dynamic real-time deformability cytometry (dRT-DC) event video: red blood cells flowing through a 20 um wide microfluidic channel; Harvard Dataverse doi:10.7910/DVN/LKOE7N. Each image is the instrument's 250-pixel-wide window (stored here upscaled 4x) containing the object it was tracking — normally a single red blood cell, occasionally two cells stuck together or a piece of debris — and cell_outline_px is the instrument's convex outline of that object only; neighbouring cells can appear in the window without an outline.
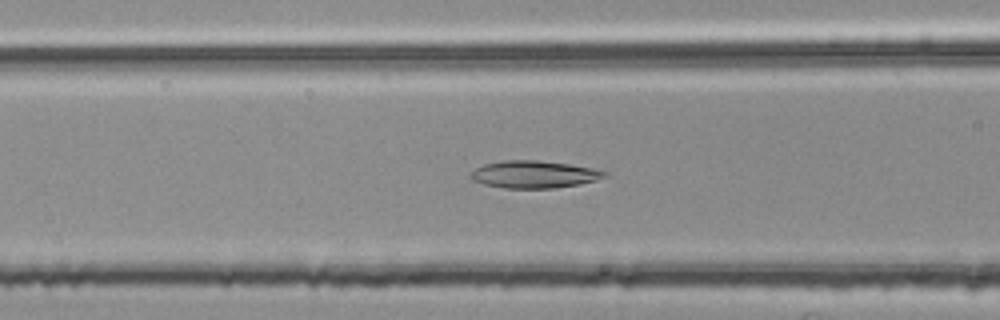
{"species": "common noctule bat (a hibernating species)", "species_latin": "Nyctalus noctula", "temperature_condition": "room temperature", "stored_images_in_passage": 37, "camera_frame_rate_fps": 3000, "um_per_image_px": 0.085, "animal": {"sex": "female", "body_mass_g": 25.1}, "frame": {"image": 1, "passage_image": 14, "time_ms": 4.333, "image_size_px": [1000, 320], "cell_outline_px": [[608, 176], [596, 180], [580, 184], [552, 188], [504, 188], [484, 184], [472, 180], [468, 176], [476, 168], [484, 164], [504, 160], [536, 160], [568, 164], [592, 168], [608, 172]], "centroid_in_image_um": [45.39, 14.82], "position_along_channel_um": 121.2, "area_um2": 21.27}}
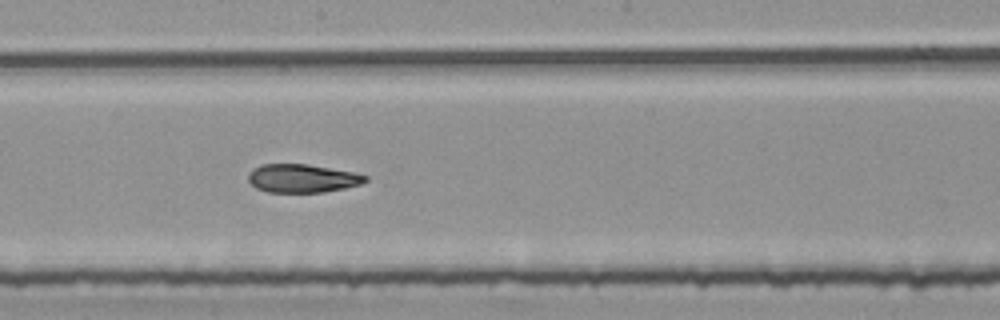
{"frame": {"image": 2, "passage_image": 22, "time_ms": 7.0, "image_size_px": [1000, 320], "cell_outline_px": [[368, 180], [360, 184], [344, 188], [324, 192], [268, 192], [256, 188], [248, 180], [248, 172], [252, 168], [260, 164], [308, 164], [352, 172], [368, 176]], "centroid_in_image_um": [25.66, 15.15], "position_along_channel_um": 222.5, "area_um2": 19.36}}
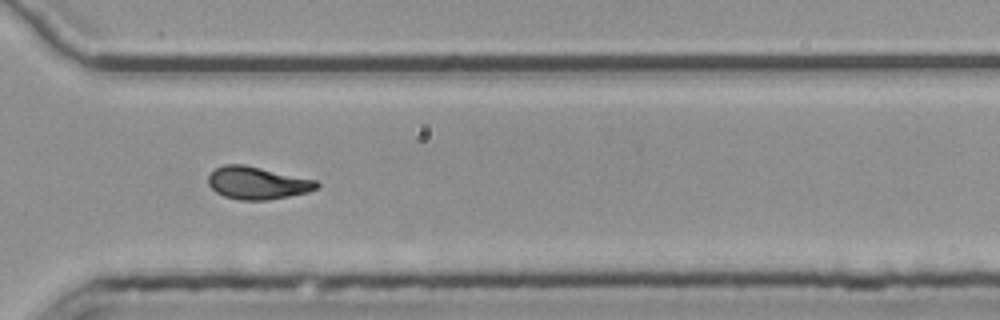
{"frame": {"image": 3, "passage_image": 32, "time_ms": 10.333, "image_size_px": [1000, 320], "cell_outline_px": [[320, 188], [308, 192], [268, 200], [240, 200], [224, 196], [216, 192], [208, 184], [208, 176], [216, 168], [224, 164], [244, 164], [316, 180], [320, 184]], "centroid_in_image_um": [21.88, 15.55], "position_along_channel_um": 348.7, "area_um2": 20.58}, "authors_computed_cell_mechanics": {"area_um2": 20.519, "velocity_mm_per_s": 3.7972, "shape_relaxation_time_tau1_ms": null, "shape_relaxation_time_tau2_ms": 2.6588, "deformation_change_tau1": null, "deformation_change_tau2": 0.084}}